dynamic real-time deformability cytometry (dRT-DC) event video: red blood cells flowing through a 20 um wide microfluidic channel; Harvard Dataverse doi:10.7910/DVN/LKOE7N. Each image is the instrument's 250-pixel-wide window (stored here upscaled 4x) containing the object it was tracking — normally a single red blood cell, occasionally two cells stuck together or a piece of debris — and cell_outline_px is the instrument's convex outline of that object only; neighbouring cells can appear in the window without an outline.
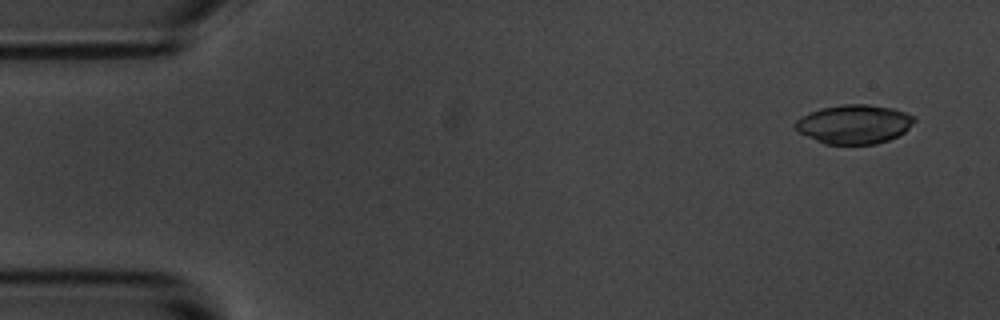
{"species": "common noctule bat (a hibernating species)", "species_latin": "Nyctalus noctula", "temperature_condition": "room temperature", "stored_images_in_passage": 14, "camera_frame_rate_fps": 3000, "um_per_image_px": 0.085, "animal": {"sex": "male", "body_mass_g": 20.1, "forearm_length_mm": 53.5}, "frame": {"image": 1, "passage_image": 1, "time_ms": 0.0, "image_size_px": [1000, 320], "cell_outline_px": [[916, 120], [904, 132], [888, 140], [876, 144], [824, 144], [796, 132], [792, 128], [792, 124], [796, 120], [808, 112], [820, 108], [844, 104], [868, 104], [892, 108], [916, 116]], "centroid_in_image_um": [72.54, 10.55], "position_along_channel_um": 12.5, "area_um2": 27.4}}
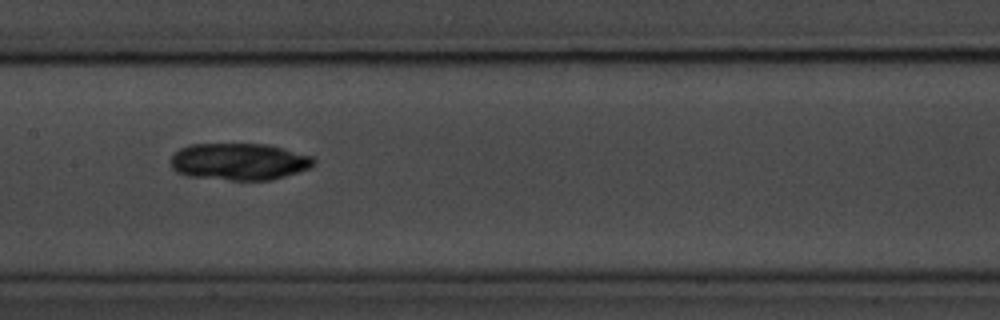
{"frame": {"image": 2, "passage_image": 7, "time_ms": 7.667, "image_size_px": [1000, 320], "cell_outline_px": [[316, 164], [308, 168], [272, 180], [228, 180], [188, 176], [176, 172], [168, 164], [168, 160], [180, 148], [188, 144], [268, 144], [284, 148], [312, 156], [316, 160]], "centroid_in_image_um": [20.29, 13.73], "position_along_channel_um": 187.1, "area_um2": 31.1}}
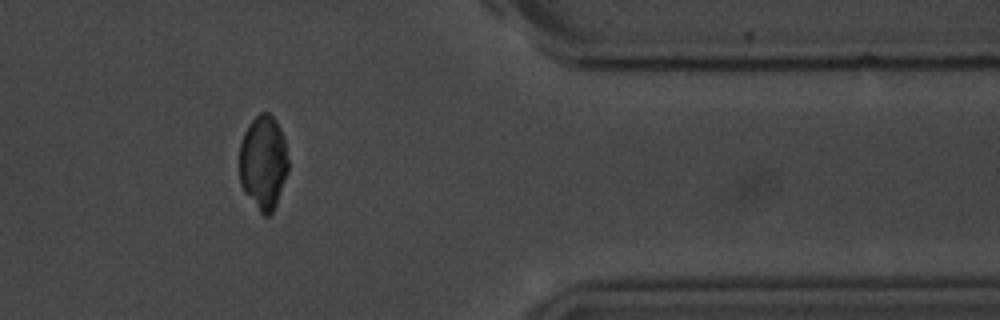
{"frame": {"image": 3, "passage_image": 12, "time_ms": 13.667, "image_size_px": [1000, 320], "cell_outline_px": [[288, 172], [276, 204], [272, 212], [268, 216], [264, 216], [260, 212], [244, 192], [240, 184], [240, 144], [244, 132], [248, 124], [260, 112], [268, 112], [276, 120], [280, 128], [284, 140], [288, 160]], "centroid_in_image_um": [22.38, 13.8], "position_along_channel_um": 389.0, "area_um2": 26.82}, "authors_computed_cell_mechanics": {"area_um2": 29.3624, "velocity_mm_per_s": 3.7157, "shape_relaxation_time_tau1_ms": 8.8678, "shape_relaxation_time_tau2_ms": null, "deformation_change_tau1": 0.2516, "deformation_change_tau2": null}}